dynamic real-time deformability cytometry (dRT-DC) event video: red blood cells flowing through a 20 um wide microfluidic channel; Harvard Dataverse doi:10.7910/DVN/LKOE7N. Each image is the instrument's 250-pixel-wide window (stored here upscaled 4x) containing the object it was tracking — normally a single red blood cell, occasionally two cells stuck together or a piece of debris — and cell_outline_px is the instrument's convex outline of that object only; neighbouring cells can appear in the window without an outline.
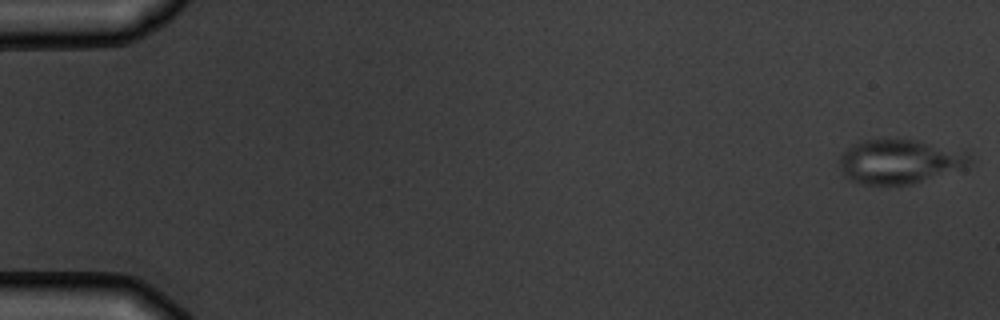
{"species": "common noctule bat (a hibernating species)", "species_latin": "Nyctalus noctula", "temperature_condition": "warm", "stored_images_in_passage": 5, "camera_frame_rate_fps": 3000, "um_per_image_px": 0.085, "animal": {"sex": "male", "body_mass_g": 19.5, "forearm_length_mm": 54.6}, "frame": {"image": 1, "passage_image": 1, "time_ms": 0.0, "image_size_px": [1000, 320], "cell_outline_px": [[976, 156], [972, 164], [964, 168], [912, 184], [860, 184], [848, 180], [844, 176], [840, 168], [840, 156], [852, 144], [864, 140], [884, 136], [916, 140], [968, 152]], "centroid_in_image_um": [76.49, 13.7], "position_along_channel_um": 8.5, "area_um2": 34.45}}